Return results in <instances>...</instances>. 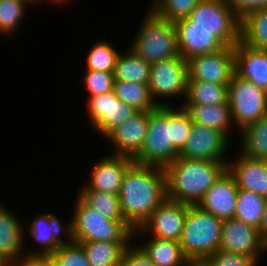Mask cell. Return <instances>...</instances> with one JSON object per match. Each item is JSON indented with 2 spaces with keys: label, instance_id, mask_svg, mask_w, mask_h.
Here are the masks:
<instances>
[{
  "label": "cell",
  "instance_id": "obj_27",
  "mask_svg": "<svg viewBox=\"0 0 267 266\" xmlns=\"http://www.w3.org/2000/svg\"><path fill=\"white\" fill-rule=\"evenodd\" d=\"M183 104H229L228 84L188 80Z\"/></svg>",
  "mask_w": 267,
  "mask_h": 266
},
{
  "label": "cell",
  "instance_id": "obj_24",
  "mask_svg": "<svg viewBox=\"0 0 267 266\" xmlns=\"http://www.w3.org/2000/svg\"><path fill=\"white\" fill-rule=\"evenodd\" d=\"M143 243L139 246L155 266H185L187 262L179 241L149 236Z\"/></svg>",
  "mask_w": 267,
  "mask_h": 266
},
{
  "label": "cell",
  "instance_id": "obj_25",
  "mask_svg": "<svg viewBox=\"0 0 267 266\" xmlns=\"http://www.w3.org/2000/svg\"><path fill=\"white\" fill-rule=\"evenodd\" d=\"M150 70L151 64L128 47L117 57L113 72L114 80L148 84Z\"/></svg>",
  "mask_w": 267,
  "mask_h": 266
},
{
  "label": "cell",
  "instance_id": "obj_6",
  "mask_svg": "<svg viewBox=\"0 0 267 266\" xmlns=\"http://www.w3.org/2000/svg\"><path fill=\"white\" fill-rule=\"evenodd\" d=\"M75 243L90 241L131 242L133 229L125 221H114L101 216L78 195L71 220Z\"/></svg>",
  "mask_w": 267,
  "mask_h": 266
},
{
  "label": "cell",
  "instance_id": "obj_28",
  "mask_svg": "<svg viewBox=\"0 0 267 266\" xmlns=\"http://www.w3.org/2000/svg\"><path fill=\"white\" fill-rule=\"evenodd\" d=\"M130 242L90 241L80 244L90 266H119L122 254Z\"/></svg>",
  "mask_w": 267,
  "mask_h": 266
},
{
  "label": "cell",
  "instance_id": "obj_19",
  "mask_svg": "<svg viewBox=\"0 0 267 266\" xmlns=\"http://www.w3.org/2000/svg\"><path fill=\"white\" fill-rule=\"evenodd\" d=\"M238 187L234 177L226 170L207 190L198 206L222 220L234 218Z\"/></svg>",
  "mask_w": 267,
  "mask_h": 266
},
{
  "label": "cell",
  "instance_id": "obj_35",
  "mask_svg": "<svg viewBox=\"0 0 267 266\" xmlns=\"http://www.w3.org/2000/svg\"><path fill=\"white\" fill-rule=\"evenodd\" d=\"M201 0H153L151 8L156 14L168 19L176 21L188 17L191 11Z\"/></svg>",
  "mask_w": 267,
  "mask_h": 266
},
{
  "label": "cell",
  "instance_id": "obj_41",
  "mask_svg": "<svg viewBox=\"0 0 267 266\" xmlns=\"http://www.w3.org/2000/svg\"><path fill=\"white\" fill-rule=\"evenodd\" d=\"M241 20L248 13L267 7V0H222Z\"/></svg>",
  "mask_w": 267,
  "mask_h": 266
},
{
  "label": "cell",
  "instance_id": "obj_5",
  "mask_svg": "<svg viewBox=\"0 0 267 266\" xmlns=\"http://www.w3.org/2000/svg\"><path fill=\"white\" fill-rule=\"evenodd\" d=\"M174 25L207 29L225 47H234L240 41L241 20L222 0H201L188 17L174 21Z\"/></svg>",
  "mask_w": 267,
  "mask_h": 266
},
{
  "label": "cell",
  "instance_id": "obj_45",
  "mask_svg": "<svg viewBox=\"0 0 267 266\" xmlns=\"http://www.w3.org/2000/svg\"><path fill=\"white\" fill-rule=\"evenodd\" d=\"M44 1V0H43ZM46 1V0H45ZM71 0H47V2H51V3H54V4H59V6L61 5V4H65V5H67L68 4V2H70ZM39 3V2H41V0H35V4L36 3Z\"/></svg>",
  "mask_w": 267,
  "mask_h": 266
},
{
  "label": "cell",
  "instance_id": "obj_22",
  "mask_svg": "<svg viewBox=\"0 0 267 266\" xmlns=\"http://www.w3.org/2000/svg\"><path fill=\"white\" fill-rule=\"evenodd\" d=\"M176 34L179 54L186 61L194 56L212 53L224 47L207 29L176 28Z\"/></svg>",
  "mask_w": 267,
  "mask_h": 266
},
{
  "label": "cell",
  "instance_id": "obj_20",
  "mask_svg": "<svg viewBox=\"0 0 267 266\" xmlns=\"http://www.w3.org/2000/svg\"><path fill=\"white\" fill-rule=\"evenodd\" d=\"M238 153L237 158L229 159L227 163V170L234 177L237 187L267 199V161Z\"/></svg>",
  "mask_w": 267,
  "mask_h": 266
},
{
  "label": "cell",
  "instance_id": "obj_18",
  "mask_svg": "<svg viewBox=\"0 0 267 266\" xmlns=\"http://www.w3.org/2000/svg\"><path fill=\"white\" fill-rule=\"evenodd\" d=\"M22 223L13 211L0 203V266L25 259L24 235L27 230L24 228L27 224Z\"/></svg>",
  "mask_w": 267,
  "mask_h": 266
},
{
  "label": "cell",
  "instance_id": "obj_11",
  "mask_svg": "<svg viewBox=\"0 0 267 266\" xmlns=\"http://www.w3.org/2000/svg\"><path fill=\"white\" fill-rule=\"evenodd\" d=\"M59 219L55 214L45 212L34 217V220L29 222V226L27 227L28 235L40 245V250L36 249L33 252H27L25 249V259H47L61 245L71 244L73 242L71 220L68 222L69 224L66 223L63 226ZM62 234L66 235V237L63 236L62 238Z\"/></svg>",
  "mask_w": 267,
  "mask_h": 266
},
{
  "label": "cell",
  "instance_id": "obj_7",
  "mask_svg": "<svg viewBox=\"0 0 267 266\" xmlns=\"http://www.w3.org/2000/svg\"><path fill=\"white\" fill-rule=\"evenodd\" d=\"M173 148L171 106L157 107L149 111V122L144 144L133 158L141 165L165 167L178 158Z\"/></svg>",
  "mask_w": 267,
  "mask_h": 266
},
{
  "label": "cell",
  "instance_id": "obj_14",
  "mask_svg": "<svg viewBox=\"0 0 267 266\" xmlns=\"http://www.w3.org/2000/svg\"><path fill=\"white\" fill-rule=\"evenodd\" d=\"M188 80L229 84L235 73L234 47L194 56L187 60Z\"/></svg>",
  "mask_w": 267,
  "mask_h": 266
},
{
  "label": "cell",
  "instance_id": "obj_39",
  "mask_svg": "<svg viewBox=\"0 0 267 266\" xmlns=\"http://www.w3.org/2000/svg\"><path fill=\"white\" fill-rule=\"evenodd\" d=\"M212 266H256L249 257L227 251L218 250L207 258Z\"/></svg>",
  "mask_w": 267,
  "mask_h": 266
},
{
  "label": "cell",
  "instance_id": "obj_40",
  "mask_svg": "<svg viewBox=\"0 0 267 266\" xmlns=\"http://www.w3.org/2000/svg\"><path fill=\"white\" fill-rule=\"evenodd\" d=\"M119 266H155L148 255L137 244L132 245L130 242L121 257Z\"/></svg>",
  "mask_w": 267,
  "mask_h": 266
},
{
  "label": "cell",
  "instance_id": "obj_15",
  "mask_svg": "<svg viewBox=\"0 0 267 266\" xmlns=\"http://www.w3.org/2000/svg\"><path fill=\"white\" fill-rule=\"evenodd\" d=\"M218 250L245 255L258 264L260 257L267 251V245L261 239L258 229L230 218L223 220Z\"/></svg>",
  "mask_w": 267,
  "mask_h": 266
},
{
  "label": "cell",
  "instance_id": "obj_33",
  "mask_svg": "<svg viewBox=\"0 0 267 266\" xmlns=\"http://www.w3.org/2000/svg\"><path fill=\"white\" fill-rule=\"evenodd\" d=\"M28 4H35L32 0H0V34L12 36L25 17Z\"/></svg>",
  "mask_w": 267,
  "mask_h": 266
},
{
  "label": "cell",
  "instance_id": "obj_3",
  "mask_svg": "<svg viewBox=\"0 0 267 266\" xmlns=\"http://www.w3.org/2000/svg\"><path fill=\"white\" fill-rule=\"evenodd\" d=\"M147 10L128 47L149 64L180 55L174 22L159 16L151 8Z\"/></svg>",
  "mask_w": 267,
  "mask_h": 266
},
{
  "label": "cell",
  "instance_id": "obj_36",
  "mask_svg": "<svg viewBox=\"0 0 267 266\" xmlns=\"http://www.w3.org/2000/svg\"><path fill=\"white\" fill-rule=\"evenodd\" d=\"M47 260L51 266H90L83 247L75 242L61 245Z\"/></svg>",
  "mask_w": 267,
  "mask_h": 266
},
{
  "label": "cell",
  "instance_id": "obj_1",
  "mask_svg": "<svg viewBox=\"0 0 267 266\" xmlns=\"http://www.w3.org/2000/svg\"><path fill=\"white\" fill-rule=\"evenodd\" d=\"M119 201L124 221L138 229L167 198L164 167L133 163L123 176Z\"/></svg>",
  "mask_w": 267,
  "mask_h": 266
},
{
  "label": "cell",
  "instance_id": "obj_31",
  "mask_svg": "<svg viewBox=\"0 0 267 266\" xmlns=\"http://www.w3.org/2000/svg\"><path fill=\"white\" fill-rule=\"evenodd\" d=\"M113 91L121 101L138 111L149 112L158 107L151 98L148 84L114 81Z\"/></svg>",
  "mask_w": 267,
  "mask_h": 266
},
{
  "label": "cell",
  "instance_id": "obj_30",
  "mask_svg": "<svg viewBox=\"0 0 267 266\" xmlns=\"http://www.w3.org/2000/svg\"><path fill=\"white\" fill-rule=\"evenodd\" d=\"M79 188L77 194L87 205L95 209L101 216L109 220L124 221L118 195L92 190L86 185Z\"/></svg>",
  "mask_w": 267,
  "mask_h": 266
},
{
  "label": "cell",
  "instance_id": "obj_38",
  "mask_svg": "<svg viewBox=\"0 0 267 266\" xmlns=\"http://www.w3.org/2000/svg\"><path fill=\"white\" fill-rule=\"evenodd\" d=\"M83 77L82 80L84 81V88L89 94L88 97H94L113 90L115 81L113 73L85 69Z\"/></svg>",
  "mask_w": 267,
  "mask_h": 266
},
{
  "label": "cell",
  "instance_id": "obj_44",
  "mask_svg": "<svg viewBox=\"0 0 267 266\" xmlns=\"http://www.w3.org/2000/svg\"><path fill=\"white\" fill-rule=\"evenodd\" d=\"M185 266H212L207 259H187Z\"/></svg>",
  "mask_w": 267,
  "mask_h": 266
},
{
  "label": "cell",
  "instance_id": "obj_9",
  "mask_svg": "<svg viewBox=\"0 0 267 266\" xmlns=\"http://www.w3.org/2000/svg\"><path fill=\"white\" fill-rule=\"evenodd\" d=\"M187 82V61L181 55L162 59L151 64L148 87L151 98L158 107L174 106L171 103L168 104V101L158 100V102V98L166 100V98L185 97Z\"/></svg>",
  "mask_w": 267,
  "mask_h": 266
},
{
  "label": "cell",
  "instance_id": "obj_10",
  "mask_svg": "<svg viewBox=\"0 0 267 266\" xmlns=\"http://www.w3.org/2000/svg\"><path fill=\"white\" fill-rule=\"evenodd\" d=\"M87 98V120L102 138H106L122 122L138 112L133 106L121 101L113 90Z\"/></svg>",
  "mask_w": 267,
  "mask_h": 266
},
{
  "label": "cell",
  "instance_id": "obj_23",
  "mask_svg": "<svg viewBox=\"0 0 267 266\" xmlns=\"http://www.w3.org/2000/svg\"><path fill=\"white\" fill-rule=\"evenodd\" d=\"M179 106L188 112L193 123L217 129L232 140L230 136L234 124L229 104H181Z\"/></svg>",
  "mask_w": 267,
  "mask_h": 266
},
{
  "label": "cell",
  "instance_id": "obj_2",
  "mask_svg": "<svg viewBox=\"0 0 267 266\" xmlns=\"http://www.w3.org/2000/svg\"><path fill=\"white\" fill-rule=\"evenodd\" d=\"M227 163L178 157L164 167L167 199L198 205L207 190L227 170Z\"/></svg>",
  "mask_w": 267,
  "mask_h": 266
},
{
  "label": "cell",
  "instance_id": "obj_16",
  "mask_svg": "<svg viewBox=\"0 0 267 266\" xmlns=\"http://www.w3.org/2000/svg\"><path fill=\"white\" fill-rule=\"evenodd\" d=\"M133 163V158L128 156L112 153L102 156L92 165L85 185L92 190L119 195L123 176Z\"/></svg>",
  "mask_w": 267,
  "mask_h": 266
},
{
  "label": "cell",
  "instance_id": "obj_4",
  "mask_svg": "<svg viewBox=\"0 0 267 266\" xmlns=\"http://www.w3.org/2000/svg\"><path fill=\"white\" fill-rule=\"evenodd\" d=\"M223 220L189 205L185 217L180 246L187 259H207L218 251Z\"/></svg>",
  "mask_w": 267,
  "mask_h": 266
},
{
  "label": "cell",
  "instance_id": "obj_29",
  "mask_svg": "<svg viewBox=\"0 0 267 266\" xmlns=\"http://www.w3.org/2000/svg\"><path fill=\"white\" fill-rule=\"evenodd\" d=\"M240 40L253 48L267 50V7L241 19Z\"/></svg>",
  "mask_w": 267,
  "mask_h": 266
},
{
  "label": "cell",
  "instance_id": "obj_21",
  "mask_svg": "<svg viewBox=\"0 0 267 266\" xmlns=\"http://www.w3.org/2000/svg\"><path fill=\"white\" fill-rule=\"evenodd\" d=\"M235 73L267 91V50L257 49L241 40L234 46Z\"/></svg>",
  "mask_w": 267,
  "mask_h": 266
},
{
  "label": "cell",
  "instance_id": "obj_13",
  "mask_svg": "<svg viewBox=\"0 0 267 266\" xmlns=\"http://www.w3.org/2000/svg\"><path fill=\"white\" fill-rule=\"evenodd\" d=\"M188 209L189 204L166 198L142 226L133 231V238L144 233L145 236L149 234L150 237L179 241Z\"/></svg>",
  "mask_w": 267,
  "mask_h": 266
},
{
  "label": "cell",
  "instance_id": "obj_42",
  "mask_svg": "<svg viewBox=\"0 0 267 266\" xmlns=\"http://www.w3.org/2000/svg\"><path fill=\"white\" fill-rule=\"evenodd\" d=\"M6 266H51L47 259L26 258L16 263H11Z\"/></svg>",
  "mask_w": 267,
  "mask_h": 266
},
{
  "label": "cell",
  "instance_id": "obj_17",
  "mask_svg": "<svg viewBox=\"0 0 267 266\" xmlns=\"http://www.w3.org/2000/svg\"><path fill=\"white\" fill-rule=\"evenodd\" d=\"M149 122L148 111H138L122 122L106 138L114 147L112 154L134 158L141 150Z\"/></svg>",
  "mask_w": 267,
  "mask_h": 266
},
{
  "label": "cell",
  "instance_id": "obj_26",
  "mask_svg": "<svg viewBox=\"0 0 267 266\" xmlns=\"http://www.w3.org/2000/svg\"><path fill=\"white\" fill-rule=\"evenodd\" d=\"M239 152L254 159H267V115L243 128Z\"/></svg>",
  "mask_w": 267,
  "mask_h": 266
},
{
  "label": "cell",
  "instance_id": "obj_34",
  "mask_svg": "<svg viewBox=\"0 0 267 266\" xmlns=\"http://www.w3.org/2000/svg\"><path fill=\"white\" fill-rule=\"evenodd\" d=\"M120 51L102 39L96 42L86 57V69L113 73Z\"/></svg>",
  "mask_w": 267,
  "mask_h": 266
},
{
  "label": "cell",
  "instance_id": "obj_32",
  "mask_svg": "<svg viewBox=\"0 0 267 266\" xmlns=\"http://www.w3.org/2000/svg\"><path fill=\"white\" fill-rule=\"evenodd\" d=\"M267 199L255 192L239 189L234 218L258 229Z\"/></svg>",
  "mask_w": 267,
  "mask_h": 266
},
{
  "label": "cell",
  "instance_id": "obj_8",
  "mask_svg": "<svg viewBox=\"0 0 267 266\" xmlns=\"http://www.w3.org/2000/svg\"><path fill=\"white\" fill-rule=\"evenodd\" d=\"M228 102L231 118L237 130L267 115V91L257 88L251 81L236 73L228 84Z\"/></svg>",
  "mask_w": 267,
  "mask_h": 266
},
{
  "label": "cell",
  "instance_id": "obj_37",
  "mask_svg": "<svg viewBox=\"0 0 267 266\" xmlns=\"http://www.w3.org/2000/svg\"><path fill=\"white\" fill-rule=\"evenodd\" d=\"M171 125L173 148L180 153L186 144L193 125L188 112L182 106H171Z\"/></svg>",
  "mask_w": 267,
  "mask_h": 266
},
{
  "label": "cell",
  "instance_id": "obj_43",
  "mask_svg": "<svg viewBox=\"0 0 267 266\" xmlns=\"http://www.w3.org/2000/svg\"><path fill=\"white\" fill-rule=\"evenodd\" d=\"M259 235L261 239L266 243L267 245V201L265 204V209L258 227Z\"/></svg>",
  "mask_w": 267,
  "mask_h": 266
},
{
  "label": "cell",
  "instance_id": "obj_12",
  "mask_svg": "<svg viewBox=\"0 0 267 266\" xmlns=\"http://www.w3.org/2000/svg\"><path fill=\"white\" fill-rule=\"evenodd\" d=\"M230 142L231 140L219 130L193 123L191 133L178 157L228 162L229 159L226 155H229L227 152Z\"/></svg>",
  "mask_w": 267,
  "mask_h": 266
}]
</instances>
